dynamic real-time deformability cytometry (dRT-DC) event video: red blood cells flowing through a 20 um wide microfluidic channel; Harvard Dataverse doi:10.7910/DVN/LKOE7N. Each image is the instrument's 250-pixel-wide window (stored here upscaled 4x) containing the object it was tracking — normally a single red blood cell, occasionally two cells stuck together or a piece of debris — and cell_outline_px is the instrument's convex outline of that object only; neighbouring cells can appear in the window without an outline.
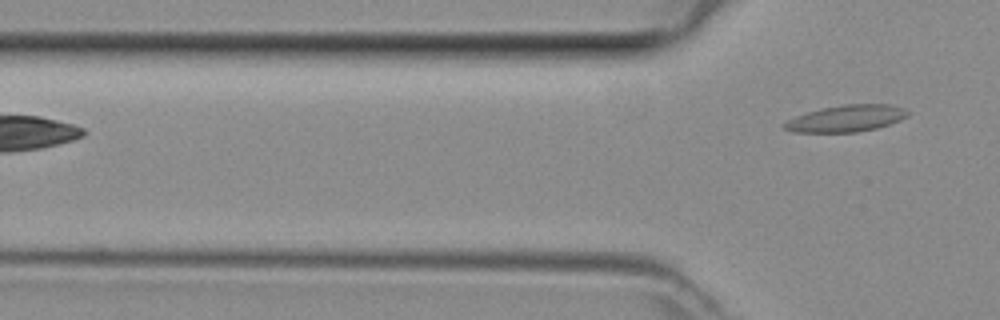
{"species": "common noctule bat (a hibernating species)", "species_latin": "Nyctalus noctula", "temperature_condition": "room temperature", "stored_images_in_passage": 5, "camera_frame_rate_fps": 3000, "um_per_image_px": 0.085, "animal": {"sex": "female", "body_mass_g": 29.2, "forearm_length_mm": 56.3}, "frame": {"image": 1, "passage_image": 5, "time_ms": 1.333, "image_size_px": [1000, 320], "cell_outline_px": [[908, 116], [900, 120], [876, 128], [856, 132], [792, 132], [784, 128], [780, 124], [796, 116], [808, 112], [824, 108], [844, 104], [892, 104], [904, 108], [908, 112]], "centroid_in_image_um": [71.93, 10.06], "position_along_channel_um": 53.9, "area_um2": 19.07}}